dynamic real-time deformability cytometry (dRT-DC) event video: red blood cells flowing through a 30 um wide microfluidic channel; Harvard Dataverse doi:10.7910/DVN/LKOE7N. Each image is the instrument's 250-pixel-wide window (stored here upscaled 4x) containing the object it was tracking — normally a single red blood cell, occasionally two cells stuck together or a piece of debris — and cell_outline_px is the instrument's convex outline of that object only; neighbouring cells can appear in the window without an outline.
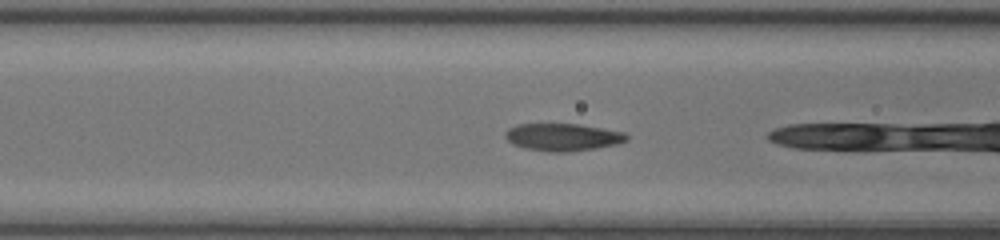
{"species": "common noctule bat (a hibernating species)", "species_latin": "Nyctalus noctula", "temperature_condition": "room temperature", "stored_images_in_passage": 16, "camera_frame_rate_fps": 3000, "um_per_image_px": 0.085, "animal": {"sex": "female", "body_mass_g": 20.0, "forearm_length_mm": 54.0}, "frame": {"image": 1, "passage_image": 15, "time_ms": 4.667, "image_size_px": [1000, 240], "cell_outline_px": [[628, 140], [616, 144], [568, 152], [548, 152], [524, 148], [512, 144], [504, 136], [504, 132], [508, 128], [516, 124], [580, 124], [624, 132], [628, 136]], "centroid_in_image_um": [47.79, 11.65], "position_along_channel_um": 118.8, "area_um2": 19.42}}